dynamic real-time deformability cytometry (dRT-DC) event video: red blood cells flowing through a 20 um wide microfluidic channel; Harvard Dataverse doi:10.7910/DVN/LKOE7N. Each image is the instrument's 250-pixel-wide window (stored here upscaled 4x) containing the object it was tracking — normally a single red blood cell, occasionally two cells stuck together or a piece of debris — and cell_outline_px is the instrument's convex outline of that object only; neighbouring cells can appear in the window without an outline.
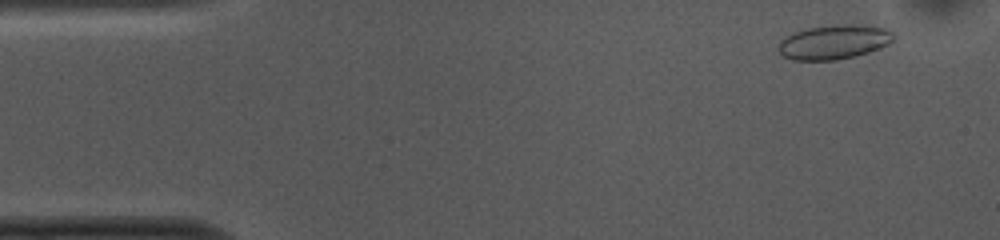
{"species": "common noctule bat (a hibernating species)", "species_latin": "Nyctalus noctula", "temperature_condition": "cold", "stored_images_in_passage": 52, "camera_frame_rate_fps": 3000, "um_per_image_px": 0.085, "animal": {"sex": "female", "body_mass_g": 10.0, "forearm_length_mm": 53.1}, "frame": {"image": 1, "passage_image": 4, "time_ms": 1.0, "image_size_px": [1000, 240], "cell_outline_px": [[896, 36], [888, 44], [880, 48], [856, 56], [836, 60], [792, 60], [780, 56], [780, 40], [784, 36], [808, 28], [832, 24], [852, 24], [884, 28], [892, 32]], "centroid_in_image_um": [70.87, 3.57], "position_along_channel_um": 14.1, "area_um2": 23.12}}
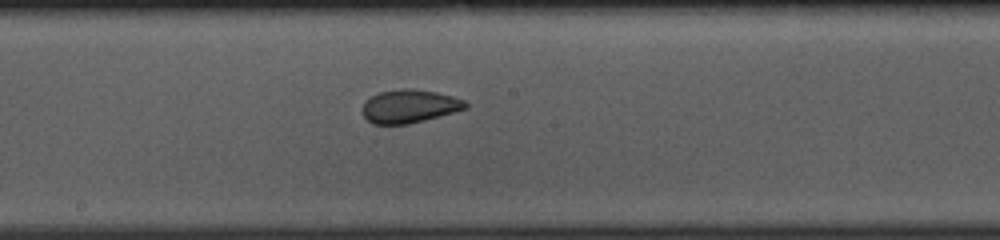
{"frame": {"image": 2, "passage_image": 27, "time_ms": 8.667, "image_size_px": [1000, 240], "cell_outline_px": [[468, 108], [424, 120], [408, 124], [372, 124], [364, 116], [364, 104], [372, 96], [380, 92], [400, 88], [412, 88], [436, 92], [452, 96], [464, 100], [468, 104]], "centroid_in_image_um": [34.83, 9.02], "position_along_channel_um": 213.4, "area_um2": 19.77}}
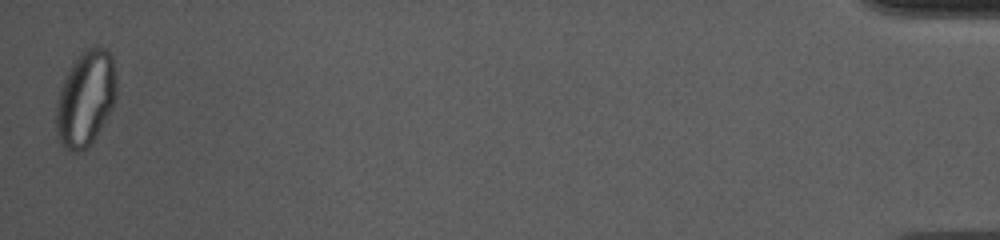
{"frame": {"image": 3, "passage_image": 52, "time_ms": 17.0, "image_size_px": [1000, 240], "cell_outline_px": [[116, 96], [112, 108], [96, 136], [88, 148], [80, 152], [72, 152], [64, 148], [56, 136], [56, 104], [60, 88], [64, 76], [72, 64], [84, 48], [104, 48], [112, 56], [116, 76]], "centroid_in_image_um": [7.26, 8.4], "position_along_channel_um": 427.9, "area_um2": 33.7}, "authors_computed_cell_mechanics": {"area_um2": 21.6461, "velocity_mm_per_s": 3.7415, "shape_relaxation_time_tau1_ms": null, "shape_relaxation_time_tau2_ms": 1.6099, "deformation_change_tau1": null, "deformation_change_tau2": 0.0448}}